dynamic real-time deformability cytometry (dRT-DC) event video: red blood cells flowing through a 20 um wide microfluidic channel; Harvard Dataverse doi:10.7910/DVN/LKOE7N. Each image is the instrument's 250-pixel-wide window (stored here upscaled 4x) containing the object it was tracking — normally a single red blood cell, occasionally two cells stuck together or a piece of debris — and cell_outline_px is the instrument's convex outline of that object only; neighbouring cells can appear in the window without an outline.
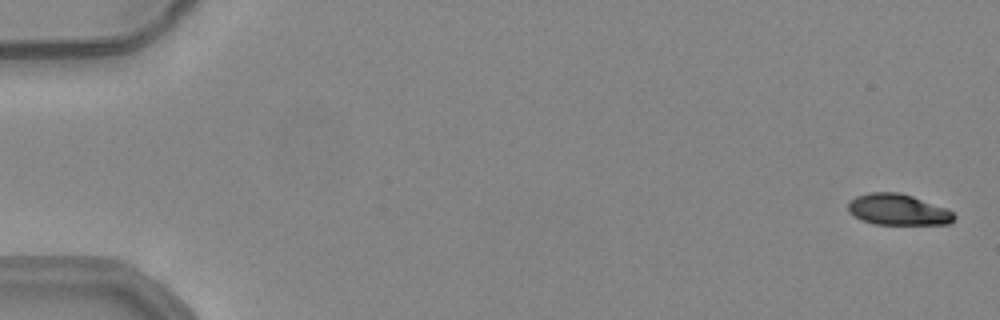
{"species": "common noctule bat (a hibernating species)", "species_latin": "Nyctalus noctula", "temperature_condition": "warm", "stored_images_in_passage": 53, "camera_frame_rate_fps": 3000, "um_per_image_px": 0.085, "animal": {"sex": "female", "body_mass_g": 24.6, "forearm_length_mm": 56.2}, "frame": {"image": 1, "passage_image": 2, "time_ms": 0.333, "image_size_px": [1000, 320], "cell_outline_px": [[956, 216], [948, 224], [876, 224], [864, 220], [848, 212], [848, 204], [856, 196], [868, 192], [900, 192], [912, 196], [944, 208], [952, 212]], "centroid_in_image_um": [76.3, 17.81], "position_along_channel_um": 8.7, "area_um2": 18.84}}
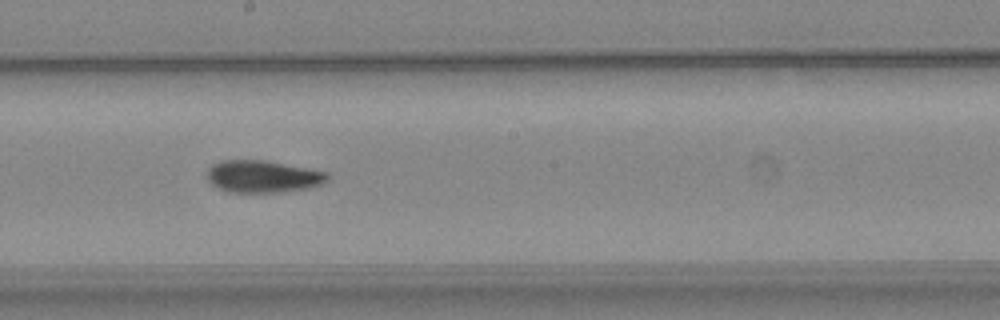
{"frame": {"image": 2, "passage_image": 31, "time_ms": 10.0, "image_size_px": [1000, 320], "cell_outline_px": [[328, 180], [324, 184], [308, 188], [280, 192], [228, 192], [212, 184], [208, 180], [208, 168], [212, 164], [220, 160], [264, 160], [328, 172]], "centroid_in_image_um": [22.35, 15.0], "position_along_channel_um": 225.8, "area_um2": 22.54}}
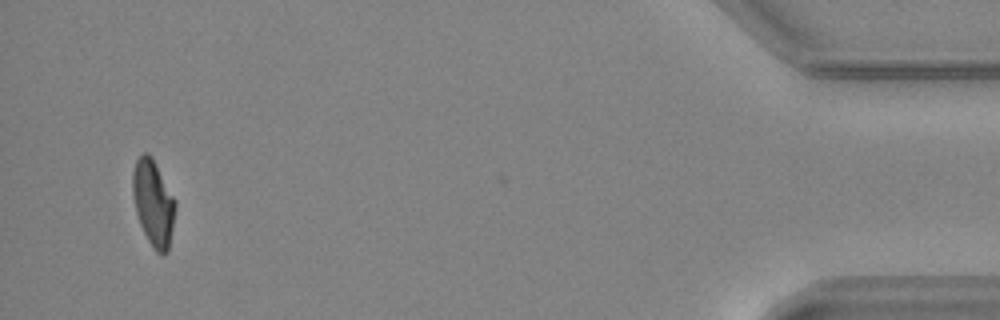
{"frame": {"image": 3, "passage_image": 52, "time_ms": 17.0, "image_size_px": [1000, 320], "cell_outline_px": [[176, 208], [168, 252], [164, 256], [156, 252], [152, 248], [140, 224], [136, 212], [132, 196], [132, 172], [136, 160], [144, 152], [148, 152], [152, 156], [176, 200]], "centroid_in_image_um": [13.03, 17.25], "position_along_channel_um": 422.2, "area_um2": 21.68}, "authors_computed_cell_mechanics": {"area_um2": 22.0218, "velocity_mm_per_s": 3.9262, "shape_relaxation_time_tau1_ms": 6.3608, "shape_relaxation_time_tau2_ms": 4.1331, "deformation_change_tau1": 0.2077, "deformation_change_tau2": 0.1119}}